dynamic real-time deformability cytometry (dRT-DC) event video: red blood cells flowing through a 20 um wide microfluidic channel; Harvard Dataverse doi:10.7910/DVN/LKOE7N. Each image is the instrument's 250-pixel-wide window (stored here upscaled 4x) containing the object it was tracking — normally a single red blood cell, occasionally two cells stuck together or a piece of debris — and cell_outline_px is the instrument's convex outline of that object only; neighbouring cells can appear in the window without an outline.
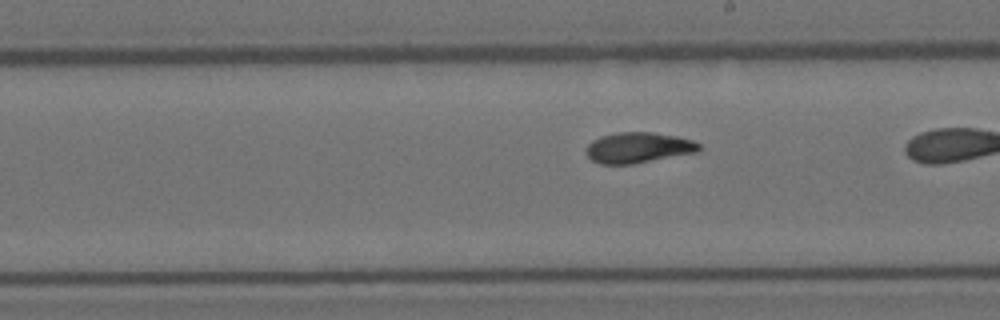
{"species": "Egyptian fruit bat (a non-hibernating species)", "species_latin": "Rousettus aegyptiacus", "temperature_condition": "room temperature", "stored_images_in_passage": 34, "camera_frame_rate_fps": 3000, "um_per_image_px": 0.085, "animal": {"sex": "female"}, "frame": {"image": 1, "passage_image": 22, "time_ms": 7.0, "image_size_px": [1000, 320], "cell_outline_px": [[700, 148], [696, 152], [632, 164], [600, 164], [592, 160], [588, 156], [588, 144], [592, 140], [600, 136], [616, 132], [652, 132], [676, 136], [692, 140], [700, 144]], "centroid_in_image_um": [54.24, 12.54], "position_along_channel_um": 234.8, "area_um2": 19.94}}
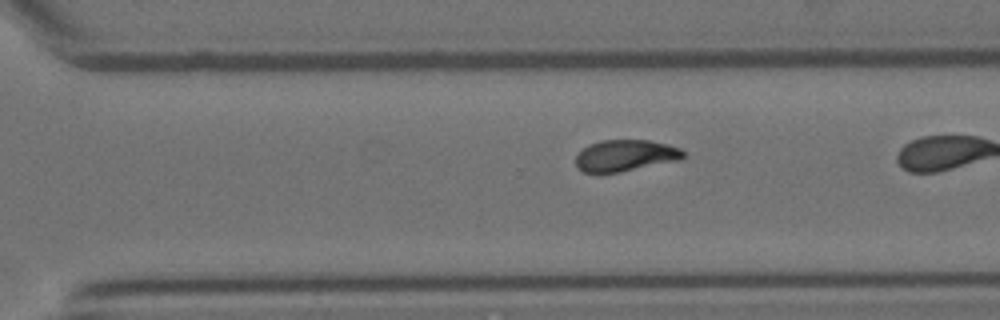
{"frame": {"image": 2, "passage_image": 29, "time_ms": 9.333, "image_size_px": [1000, 320], "cell_outline_px": [[684, 156], [680, 160], [620, 172], [596, 176], [584, 172], [576, 168], [576, 156], [588, 144], [600, 140], [648, 140], [668, 144], [680, 148], [684, 152]], "centroid_in_image_um": [53.1, 13.25], "position_along_channel_um": 317.5, "area_um2": 20.23}}